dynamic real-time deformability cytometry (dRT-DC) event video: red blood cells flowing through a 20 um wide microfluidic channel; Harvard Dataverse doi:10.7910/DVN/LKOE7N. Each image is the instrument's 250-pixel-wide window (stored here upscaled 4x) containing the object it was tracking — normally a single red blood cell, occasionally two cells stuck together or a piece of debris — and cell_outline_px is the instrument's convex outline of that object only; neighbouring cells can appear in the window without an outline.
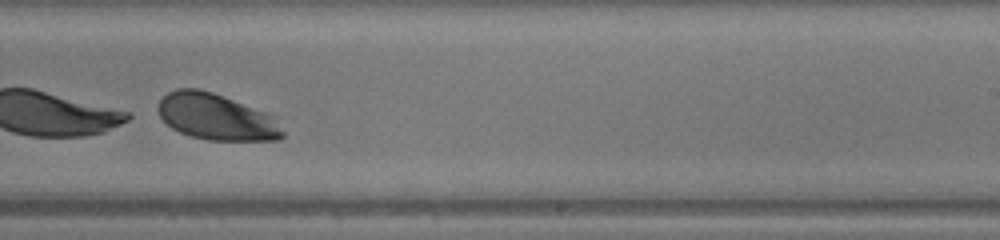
{"species": "human", "species_latin": "Homo sapiens", "temperature_condition": "warm", "stored_images_in_passage": 41, "segment_of_instrument_passage": [2, 2], "camera_frame_rate_fps": 3000, "um_per_image_px": 0.085, "donor": {"sex": "male"}, "frame": {"image": 1, "passage_image": 24, "time_ms": 7.667, "image_size_px": [1000, 240], "cell_outline_px": [[284, 136], [280, 140], [208, 140], [192, 136], [180, 132], [172, 128], [160, 116], [156, 108], [160, 100], [168, 92], [176, 88], [200, 88], [212, 92], [268, 112], [272, 116], [284, 132]], "centroid_in_image_um": [18.38, 9.93], "position_along_channel_um": 270.6, "area_um2": 33.58}}
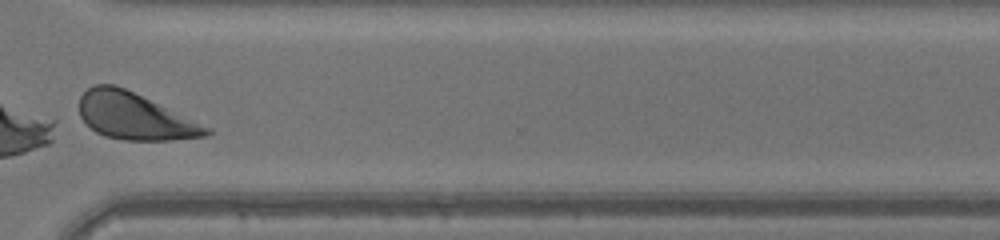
{"frame": {"image": 2, "passage_image": 30, "time_ms": 9.667, "image_size_px": [1000, 240], "cell_outline_px": [[212, 132], [208, 136], [168, 140], [124, 140], [104, 136], [96, 132], [80, 116], [80, 96], [88, 88], [96, 84], [112, 84], [124, 88], [212, 128]], "centroid_in_image_um": [11.45, 9.89], "position_along_channel_um": 359.1, "area_um2": 34.16}}